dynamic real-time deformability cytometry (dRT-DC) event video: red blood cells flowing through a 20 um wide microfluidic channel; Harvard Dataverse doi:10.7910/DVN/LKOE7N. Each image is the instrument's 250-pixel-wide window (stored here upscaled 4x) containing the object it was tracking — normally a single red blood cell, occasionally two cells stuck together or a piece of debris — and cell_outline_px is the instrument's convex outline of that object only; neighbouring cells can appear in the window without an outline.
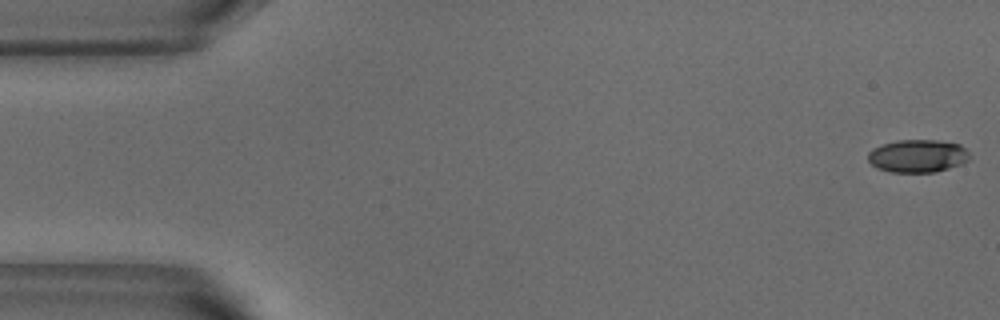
{"species": "common noctule bat (a hibernating species)", "species_latin": "Nyctalus noctula", "temperature_condition": "warm", "stored_images_in_passage": 53, "camera_frame_rate_fps": 3000, "um_per_image_px": 0.085, "animal": {"sex": "male", "body_mass_g": 18.8}, "frame": {"image": 1, "passage_image": 1, "time_ms": 0.0, "image_size_px": [1000, 320], "cell_outline_px": [[968, 160], [960, 164], [936, 172], [892, 172], [876, 168], [868, 160], [868, 152], [872, 148], [896, 140], [936, 140], [960, 144], [968, 152]], "centroid_in_image_um": [77.97, 13.25], "position_along_channel_um": 7.0, "area_um2": 19.36}}
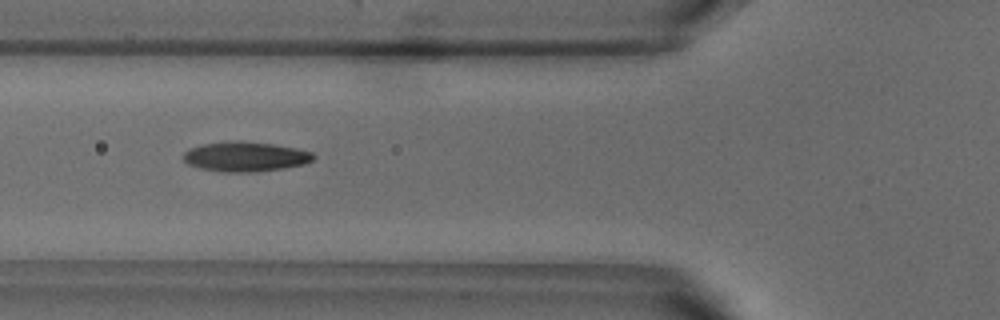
{"frame": {"image": 2, "passage_image": 19, "time_ms": 6.0, "image_size_px": [1000, 320], "cell_outline_px": [[316, 156], [312, 160], [304, 164], [256, 172], [224, 172], [200, 168], [188, 164], [184, 160], [184, 152], [188, 148], [200, 144], [232, 140], [244, 140], [276, 144], [296, 148], [312, 152]], "centroid_in_image_um": [20.83, 13.29], "position_along_channel_um": 105.0, "area_um2": 22.83}}
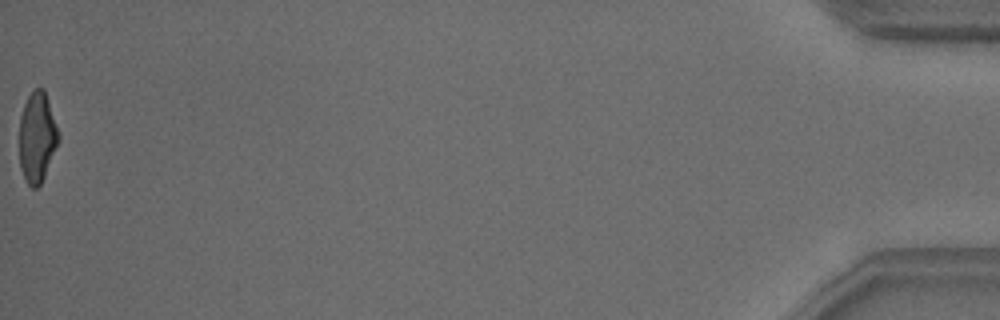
{"frame": {"image": 3, "passage_image": 53, "time_ms": 17.333, "image_size_px": [1000, 320], "cell_outline_px": [[60, 140], [44, 176], [40, 184], [36, 188], [32, 188], [28, 184], [20, 168], [20, 116], [24, 104], [32, 88], [44, 88], [60, 136]], "centroid_in_image_um": [3.16, 11.64], "position_along_channel_um": 432.0, "area_um2": 20.52}, "authors_computed_cell_mechanics": {"area_um2": 21.4438, "velocity_mm_per_s": 3.7971, "shape_relaxation_time_tau1_ms": 5.1997, "shape_relaxation_time_tau2_ms": 1.4463, "deformation_change_tau1": 0.1942, "deformation_change_tau2": 0.0882}}